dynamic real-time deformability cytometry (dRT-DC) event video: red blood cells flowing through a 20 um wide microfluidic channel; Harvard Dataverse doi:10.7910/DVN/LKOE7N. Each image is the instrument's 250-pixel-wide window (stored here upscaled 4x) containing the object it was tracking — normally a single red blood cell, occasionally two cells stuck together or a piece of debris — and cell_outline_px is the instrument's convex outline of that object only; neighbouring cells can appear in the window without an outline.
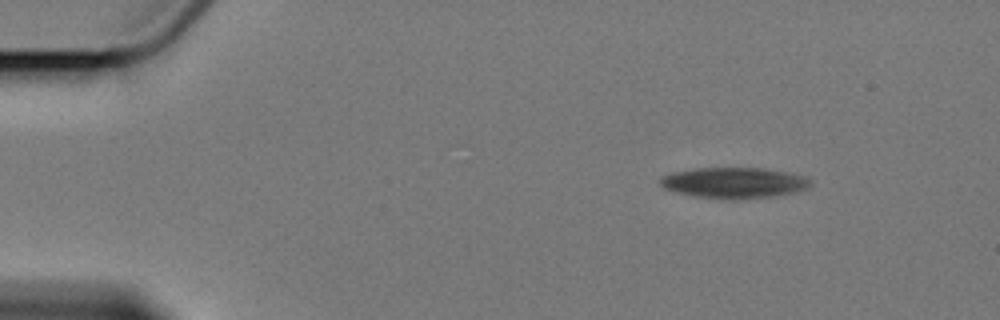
{"species": "Egyptian fruit bat (a non-hibernating species)", "species_latin": "Rousettus aegyptiacus", "temperature_condition": "cold", "stored_images_in_passage": 7, "camera_frame_rate_fps": 3000, "um_per_image_px": 0.085, "animal": {"sex": "female"}, "frame": {"image": 1, "passage_image": 1, "time_ms": 0.0, "image_size_px": [1000, 320], "cell_outline_px": [[812, 184], [808, 188], [776, 196], [736, 200], [724, 200], [692, 196], [676, 192], [664, 188], [660, 184], [660, 176], [676, 172], [696, 168], [764, 168], [788, 172], [804, 176], [812, 180]], "centroid_in_image_um": [62.4, 15.55], "position_along_channel_um": 22.6, "area_um2": 27.28}}
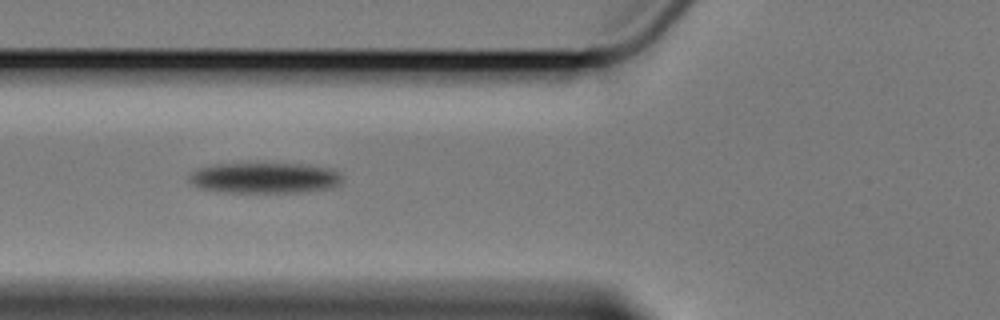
{"frame": {"image": 2, "passage_image": 5, "time_ms": 5.0, "image_size_px": [1000, 320], "cell_outline_px": [[344, 180], [340, 184], [332, 188], [300, 192], [228, 192], [200, 188], [192, 184], [188, 180], [188, 176], [196, 168], [216, 164], [256, 160], [304, 164], [328, 168], [340, 172], [344, 176]], "centroid_in_image_um": [22.5, 15.06], "position_along_channel_um": 103.3, "area_um2": 28.78}}
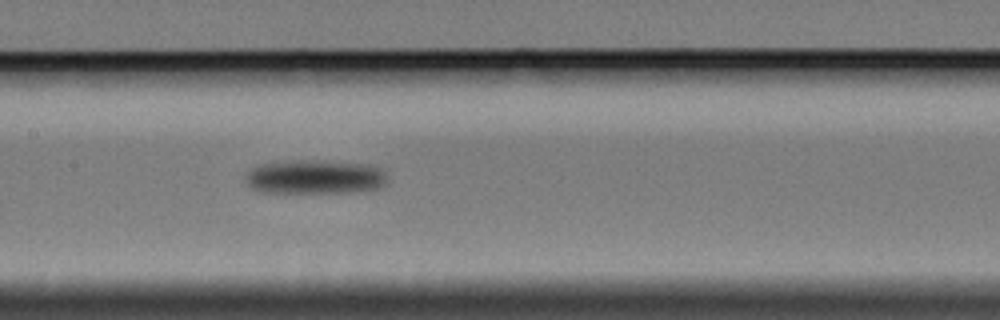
{"frame": {"image": 3, "passage_image": 7, "time_ms": 7.333, "image_size_px": [1000, 320], "cell_outline_px": [[388, 184], [380, 188], [348, 192], [260, 192], [252, 188], [244, 180], [248, 172], [256, 164], [292, 160], [320, 160], [372, 164], [384, 168], [388, 176]], "centroid_in_image_um": [26.84, 15.02], "position_along_channel_um": 180.6, "area_um2": 28.84}}